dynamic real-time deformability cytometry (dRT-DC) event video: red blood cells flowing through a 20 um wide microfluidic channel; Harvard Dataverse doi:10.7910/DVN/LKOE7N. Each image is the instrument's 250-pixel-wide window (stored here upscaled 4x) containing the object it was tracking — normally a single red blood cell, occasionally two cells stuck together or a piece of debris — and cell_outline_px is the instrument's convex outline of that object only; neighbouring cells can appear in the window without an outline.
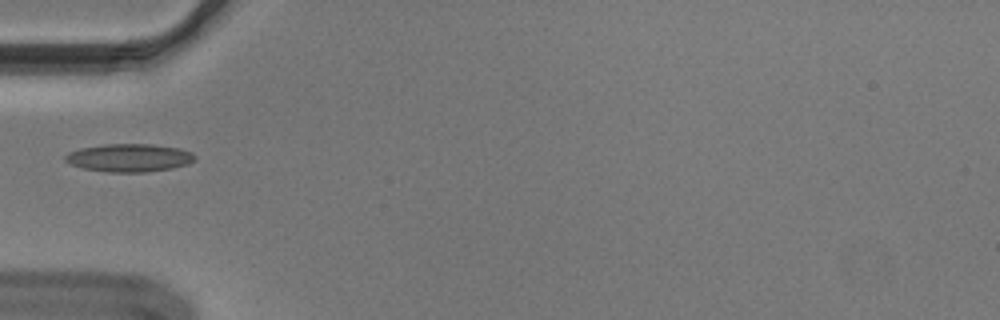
{"species": "Egyptian fruit bat (a non-hibernating species)", "species_latin": "Rousettus aegyptiacus", "temperature_condition": "cold", "stored_images_in_passage": 38, "camera_frame_rate_fps": 3000, "um_per_image_px": 0.085, "animal": {"sex": "male"}, "frame": {"image": 1, "passage_image": 1, "time_ms": 0.0, "image_size_px": [1000, 320], "cell_outline_px": [[196, 160], [188, 164], [172, 168], [144, 172], [108, 172], [80, 168], [64, 160], [64, 156], [68, 152], [80, 148], [104, 144], [152, 144], [180, 148], [192, 152], [196, 156]], "centroid_in_image_um": [10.99, 13.41], "position_along_channel_um": 74.0, "area_um2": 21.33}}
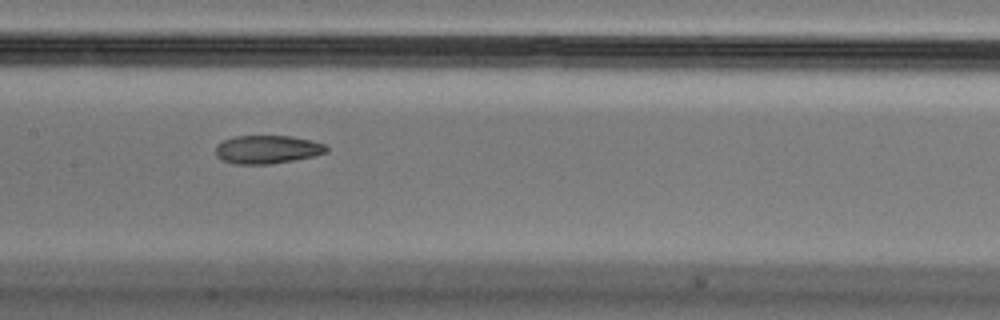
{"frame": {"image": 2, "passage_image": 10, "time_ms": 3.0, "image_size_px": [1000, 320], "cell_outline_px": [[328, 152], [312, 156], [272, 164], [232, 164], [220, 160], [216, 156], [216, 144], [224, 140], [236, 136], [292, 136], [312, 140], [324, 144], [328, 148]], "centroid_in_image_um": [22.69, 12.71], "position_along_channel_um": 184.7, "area_um2": 18.38}}
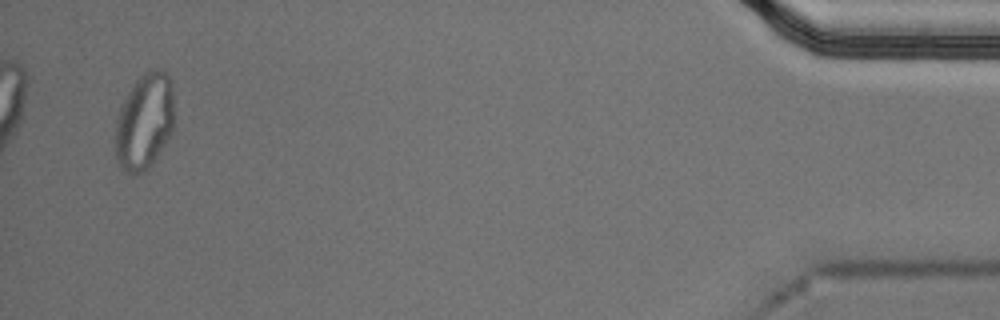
{"frame": {"image": 3, "passage_image": 36, "time_ms": 11.667, "image_size_px": [1000, 320], "cell_outline_px": [[172, 132], [152, 164], [144, 172], [132, 176], [124, 172], [120, 168], [116, 156], [116, 124], [120, 108], [128, 92], [136, 80], [144, 72], [152, 68], [156, 68], [164, 72], [172, 80]], "centroid_in_image_um": [12.27, 10.35], "position_along_channel_um": 422.9, "area_um2": 32.89}}